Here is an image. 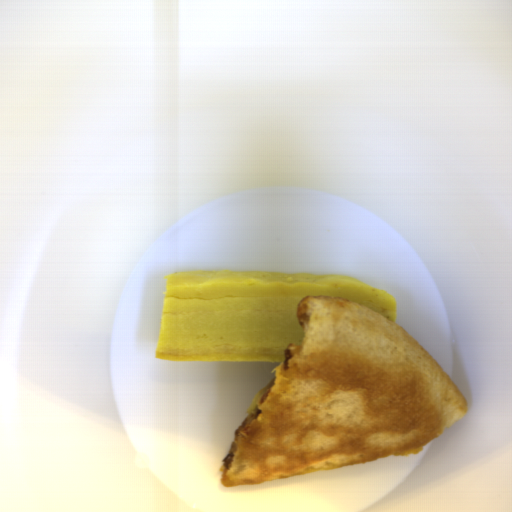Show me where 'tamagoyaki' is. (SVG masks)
I'll list each match as a JSON object with an SVG mask.
<instances>
[{
	"instance_id": "obj_1",
	"label": "tamagoyaki",
	"mask_w": 512,
	"mask_h": 512,
	"mask_svg": "<svg viewBox=\"0 0 512 512\" xmlns=\"http://www.w3.org/2000/svg\"><path fill=\"white\" fill-rule=\"evenodd\" d=\"M305 295L343 296L397 324L393 292L338 272H171L156 359L283 362L289 344L304 339L297 304Z\"/></svg>"
}]
</instances>
